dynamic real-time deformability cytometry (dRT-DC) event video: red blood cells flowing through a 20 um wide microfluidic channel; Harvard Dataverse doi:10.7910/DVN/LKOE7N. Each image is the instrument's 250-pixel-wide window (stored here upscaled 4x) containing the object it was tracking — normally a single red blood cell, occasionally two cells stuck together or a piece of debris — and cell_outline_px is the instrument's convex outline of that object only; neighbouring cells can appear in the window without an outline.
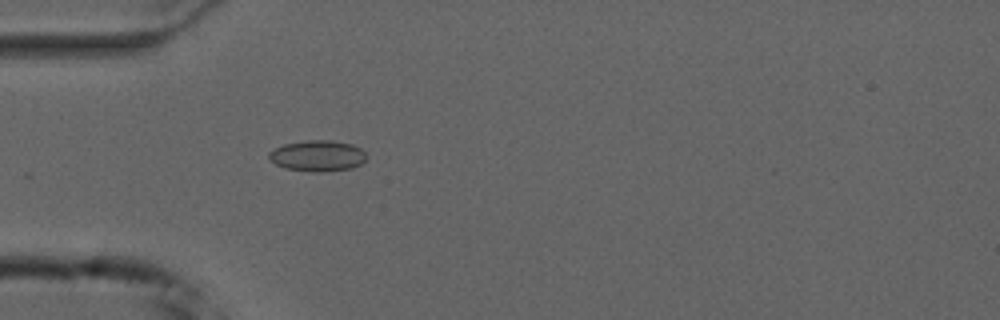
{"species": "common noctule bat (a hibernating species)", "species_latin": "Nyctalus noctula", "temperature_condition": "cold", "stored_images_in_passage": 33, "camera_frame_rate_fps": 3000, "um_per_image_px": 0.085, "animal": {"sex": "male", "forearm_length_mm": 52.5}, "frame": {"image": 1, "passage_image": 5, "time_ms": 1.333, "image_size_px": [1000, 320], "cell_outline_px": [[368, 156], [360, 164], [352, 168], [320, 172], [312, 172], [284, 168], [276, 164], [268, 156], [268, 152], [284, 144], [308, 140], [332, 140], [352, 144], [360, 148]], "centroid_in_image_um": [27.01, 13.24], "position_along_channel_um": 58.0, "area_um2": 17.57}}
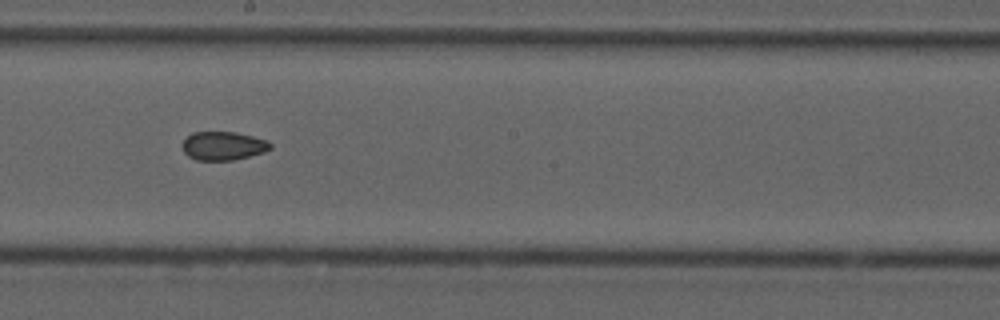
{"frame": {"image": 2, "passage_image": 19, "time_ms": 6.0, "image_size_px": [1000, 320], "cell_outline_px": [[272, 148], [264, 152], [232, 160], [196, 160], [188, 156], [184, 152], [180, 144], [192, 132], [236, 132], [268, 140], [272, 144]], "centroid_in_image_um": [18.96, 12.39], "position_along_channel_um": 229.2, "area_um2": 14.74}}
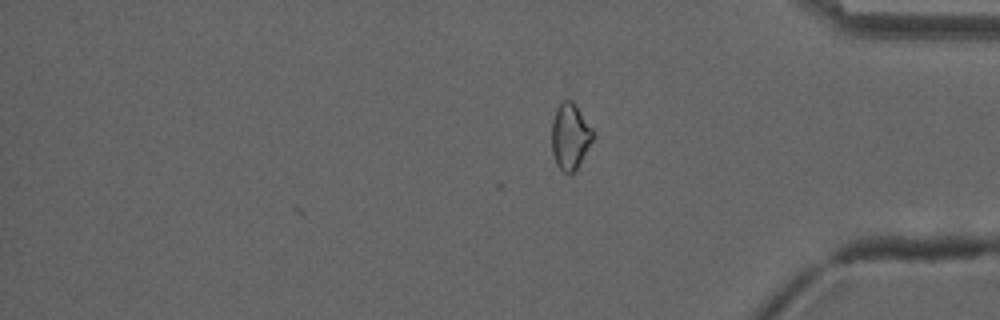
{"frame": {"image": 3, "passage_image": 33, "time_ms": 10.667, "image_size_px": [1000, 320], "cell_outline_px": [[592, 140], [572, 176], [564, 172], [556, 164], [552, 152], [552, 120], [556, 108], [564, 100], [572, 100], [592, 128]], "centroid_in_image_um": [48.43, 11.6], "position_along_channel_um": 386.8, "area_um2": 15.61}, "authors_computed_cell_mechanics": {"area_um2": 15.4904, "velocity_mm_per_s": 3.7542, "shape_relaxation_time_tau1_ms": null, "shape_relaxation_time_tau2_ms": 2.6295, "deformation_change_tau1": null, "deformation_change_tau2": 0.0538}}